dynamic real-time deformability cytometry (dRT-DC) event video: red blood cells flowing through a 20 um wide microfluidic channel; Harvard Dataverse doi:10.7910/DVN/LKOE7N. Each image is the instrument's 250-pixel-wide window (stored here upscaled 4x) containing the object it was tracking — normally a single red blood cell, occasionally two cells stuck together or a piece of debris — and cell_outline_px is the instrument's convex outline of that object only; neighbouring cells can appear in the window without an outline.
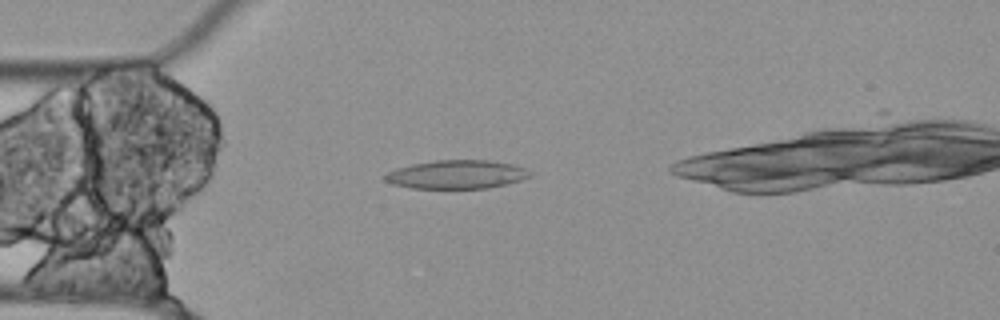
{"species": "Egyptian fruit bat (a non-hibernating species)", "species_latin": "Rousettus aegyptiacus", "temperature_condition": "cold", "stored_images_in_passage": 45, "camera_frame_rate_fps": 3000, "um_per_image_px": 0.085, "animal": {"sex": "female"}, "frame": {"image": 1, "passage_image": 8, "time_ms": 2.333, "image_size_px": [1000, 320], "cell_outline_px": [[532, 176], [508, 184], [488, 188], [412, 188], [392, 184], [384, 180], [384, 176], [388, 172], [396, 168], [412, 164], [436, 160], [488, 160], [512, 164], [524, 168], [532, 172]], "centroid_in_image_um": [38.83, 14.83], "position_along_channel_um": 46.2, "area_um2": 24.16}}
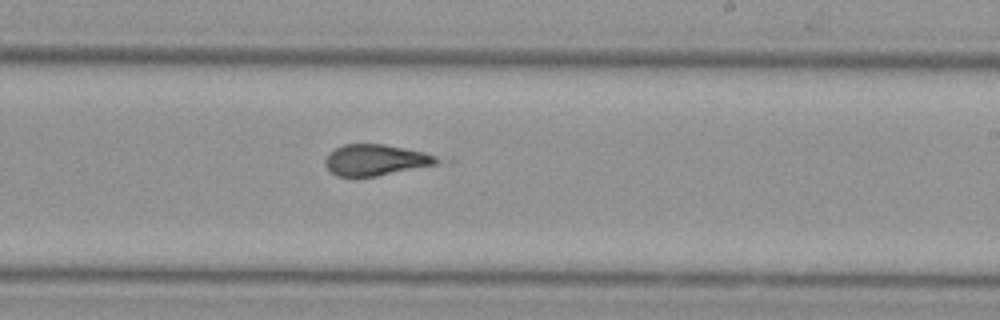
{"frame": {"image": 2, "passage_image": 26, "time_ms": 8.333, "image_size_px": [1000, 320], "cell_outline_px": [[456, 160], [376, 176], [336, 176], [324, 164], [324, 160], [328, 152], [344, 144], [384, 144], [424, 152]], "centroid_in_image_um": [32.04, 13.59], "position_along_channel_um": 257.0, "area_um2": 20.63}}
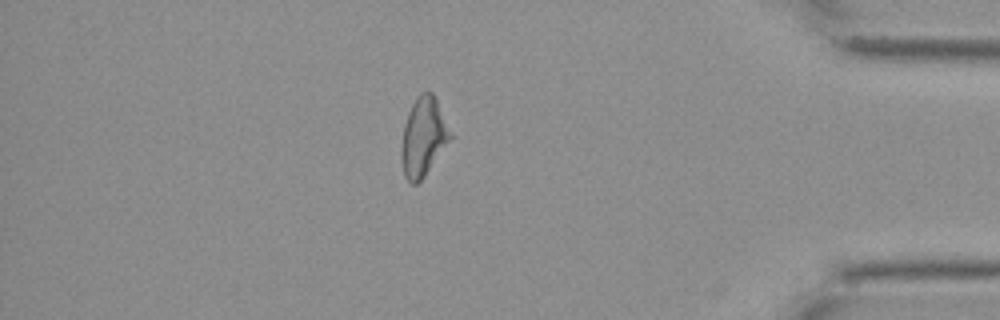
{"frame": {"image": 3, "passage_image": 41, "time_ms": 13.333, "image_size_px": [1000, 320], "cell_outline_px": [[456, 136], [424, 176], [416, 184], [412, 184], [404, 176], [400, 156], [400, 148], [404, 124], [408, 112], [416, 96], [420, 92], [432, 92]], "centroid_in_image_um": [36.03, 11.63], "position_along_channel_um": 399.2, "area_um2": 23.18}, "authors_computed_cell_mechanics": {"area_um2": 22.3108, "velocity_mm_per_s": 3.5724, "shape_relaxation_time_tau1_ms": null, "shape_relaxation_time_tau2_ms": 1.4364, "deformation_change_tau1": null, "deformation_change_tau2": 0.1012}}